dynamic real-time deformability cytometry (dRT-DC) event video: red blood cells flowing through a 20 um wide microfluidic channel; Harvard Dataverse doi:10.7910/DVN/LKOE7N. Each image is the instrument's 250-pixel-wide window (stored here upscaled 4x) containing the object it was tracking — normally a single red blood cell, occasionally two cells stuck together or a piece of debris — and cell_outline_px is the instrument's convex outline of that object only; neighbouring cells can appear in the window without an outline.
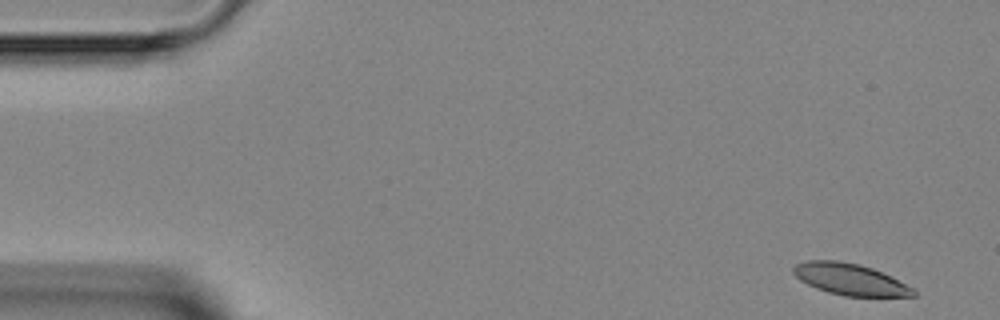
{"species": "Egyptian fruit bat (a non-hibernating species)", "species_latin": "Rousettus aegyptiacus", "temperature_condition": "room temperature", "stored_images_in_passage": 5, "camera_frame_rate_fps": 3000, "um_per_image_px": 0.085, "animal": {"sex": "female"}, "frame": {"image": 1, "passage_image": 1, "time_ms": 0.0, "image_size_px": [1000, 320], "cell_outline_px": [[916, 296], [844, 296], [828, 292], [816, 288], [800, 280], [792, 272], [792, 268], [796, 264], [808, 260], [836, 260], [860, 264], [872, 268], [912, 288], [916, 292]], "centroid_in_image_um": [72.19, 23.73], "position_along_channel_um": 12.8, "area_um2": 21.68}}
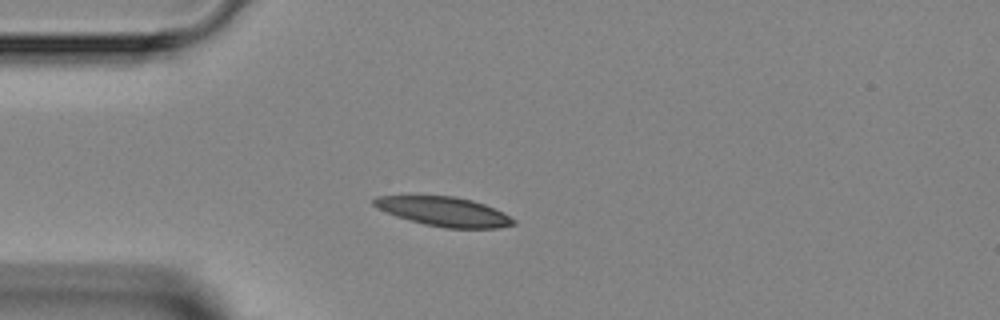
{"frame": {"image": 2, "passage_image": 4, "time_ms": 3.333, "image_size_px": [1000, 320], "cell_outline_px": [[516, 224], [500, 228], [444, 228], [424, 224], [396, 216], [372, 204], [372, 200], [376, 196], [456, 196], [472, 200], [484, 204], [504, 212], [516, 220]], "centroid_in_image_um": [37.8, 17.99], "position_along_channel_um": 47.2, "area_um2": 23.76}}